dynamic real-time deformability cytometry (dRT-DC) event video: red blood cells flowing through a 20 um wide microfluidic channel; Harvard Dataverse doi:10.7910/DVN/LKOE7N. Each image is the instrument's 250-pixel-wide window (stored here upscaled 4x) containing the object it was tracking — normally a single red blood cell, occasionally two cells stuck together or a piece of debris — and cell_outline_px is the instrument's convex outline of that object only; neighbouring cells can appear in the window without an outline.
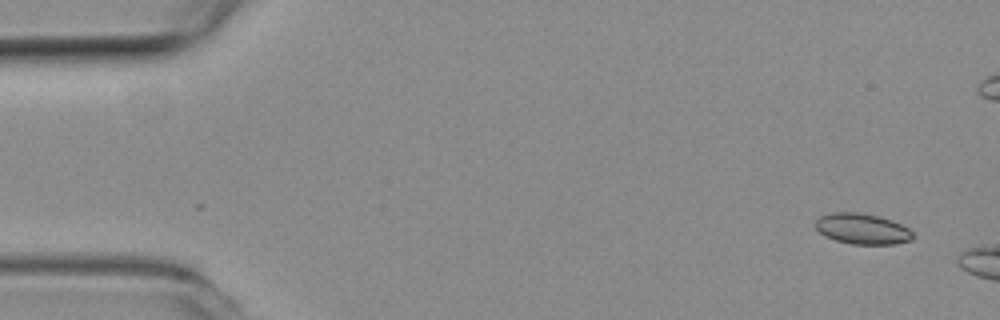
{"species": "common noctule bat (a hibernating species)", "species_latin": "Nyctalus noctula", "temperature_condition": "room temperature", "stored_images_in_passage": 5, "camera_frame_rate_fps": 3000, "um_per_image_px": 0.085, "animal": {"sex": "female", "body_mass_g": 19.3, "forearm_length_mm": 54.1}, "frame": {"image": 1, "passage_image": 1, "time_ms": 0.0, "image_size_px": [1000, 320], "cell_outline_px": [[912, 240], [896, 244], [852, 244], [836, 240], [824, 236], [816, 228], [816, 220], [820, 216], [832, 212], [856, 212], [880, 216], [892, 220], [908, 228], [912, 232]], "centroid_in_image_um": [73.29, 19.45], "position_along_channel_um": 11.7, "area_um2": 17.4}}